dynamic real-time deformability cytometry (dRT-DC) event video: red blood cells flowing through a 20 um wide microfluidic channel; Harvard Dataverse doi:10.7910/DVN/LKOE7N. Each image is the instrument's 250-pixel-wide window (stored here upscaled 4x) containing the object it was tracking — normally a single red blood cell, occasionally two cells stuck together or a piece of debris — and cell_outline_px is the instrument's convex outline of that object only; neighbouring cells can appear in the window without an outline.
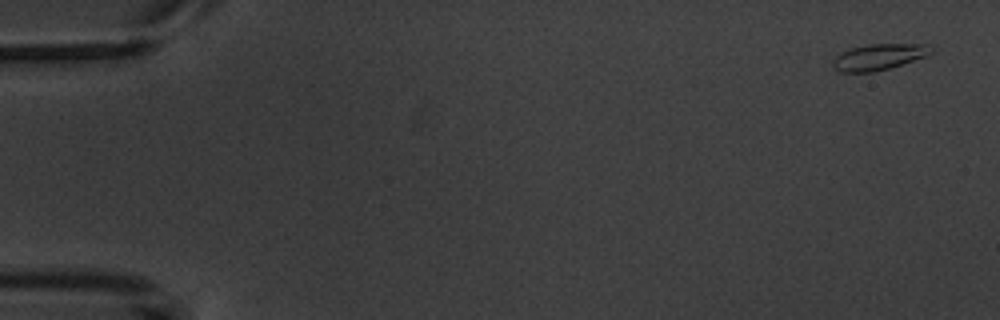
{"species": "common noctule bat (a hibernating species)", "species_latin": "Nyctalus noctula", "temperature_condition": "warm", "stored_images_in_passage": 6, "camera_frame_rate_fps": 3000, "um_per_image_px": 0.085, "animal": {"sex": "male", "body_mass_g": 20.1, "forearm_length_mm": 53.5}, "frame": {"image": 1, "passage_image": 1, "time_ms": 0.0, "image_size_px": [1000, 320], "cell_outline_px": [[932, 52], [924, 56], [888, 68], [872, 72], [840, 72], [832, 64], [832, 60], [840, 52], [852, 48], [868, 44], [928, 44]], "centroid_in_image_um": [74.63, 4.83], "position_along_channel_um": 10.4, "area_um2": 14.57}}